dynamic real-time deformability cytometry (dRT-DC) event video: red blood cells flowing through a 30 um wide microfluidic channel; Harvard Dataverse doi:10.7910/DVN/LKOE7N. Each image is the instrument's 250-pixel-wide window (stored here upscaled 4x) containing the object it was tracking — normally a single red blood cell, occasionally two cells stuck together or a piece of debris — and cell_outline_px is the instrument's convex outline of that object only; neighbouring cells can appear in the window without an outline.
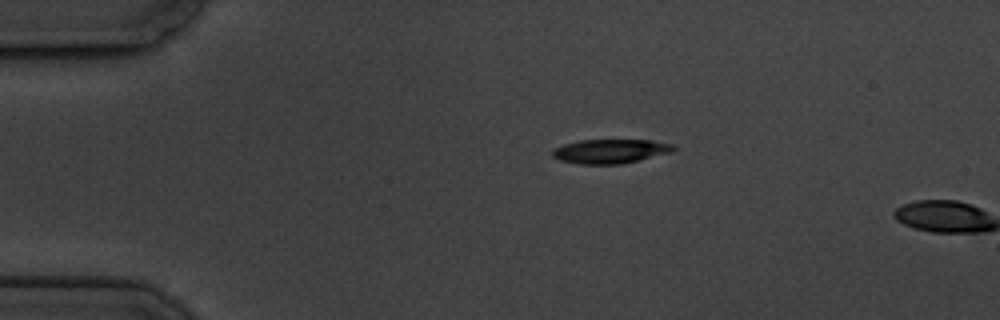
{"species": "common noctule bat (a hibernating species)", "species_latin": "Nyctalus noctula", "temperature_condition": "cold", "stored_images_in_passage": 2, "camera_frame_rate_fps": 3000, "um_per_image_px": 0.085, "animal": {"sex": "male", "body_mass_g": 19.5, "forearm_length_mm": 54.6}, "frame": {"image": 1, "passage_image": 1, "time_ms": 0.0, "image_size_px": [1000, 320], "cell_outline_px": [[676, 148], [672, 152], [624, 164], [580, 164], [560, 160], [552, 156], [552, 148], [564, 144], [580, 140], [652, 140], [672, 144]], "centroid_in_image_um": [51.88, 12.86], "position_along_channel_um": 33.1, "area_um2": 17.17}}